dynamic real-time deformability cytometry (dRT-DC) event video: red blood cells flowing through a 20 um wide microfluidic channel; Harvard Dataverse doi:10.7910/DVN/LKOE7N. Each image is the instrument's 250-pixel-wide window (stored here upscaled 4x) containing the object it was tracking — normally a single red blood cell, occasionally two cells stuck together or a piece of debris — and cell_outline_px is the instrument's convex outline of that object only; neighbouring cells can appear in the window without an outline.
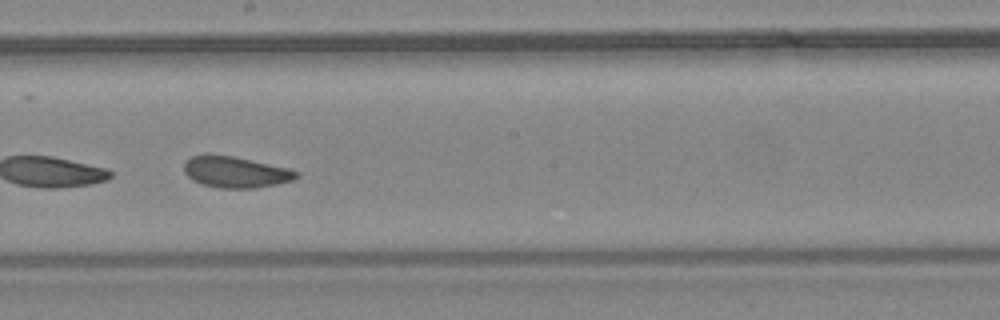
{"species": "common noctule bat (a hibernating species)", "species_latin": "Nyctalus noctula", "temperature_condition": "warm", "stored_images_in_passage": 45, "camera_frame_rate_fps": 3000, "um_per_image_px": 0.085, "animal": {"sex": "female", "body_mass_g": 24.6, "forearm_length_mm": 56.2}, "frame": {"image": 1, "passage_image": 26, "time_ms": 8.333, "image_size_px": [1000, 320], "cell_outline_px": [[300, 176], [292, 180], [276, 184], [256, 188], [220, 188], [204, 184], [192, 180], [184, 172], [184, 160], [192, 156], [204, 152], [208, 152], [232, 156], [288, 168], [300, 172]], "centroid_in_image_um": [19.98, 14.6], "position_along_channel_um": 228.2, "area_um2": 20.69}}
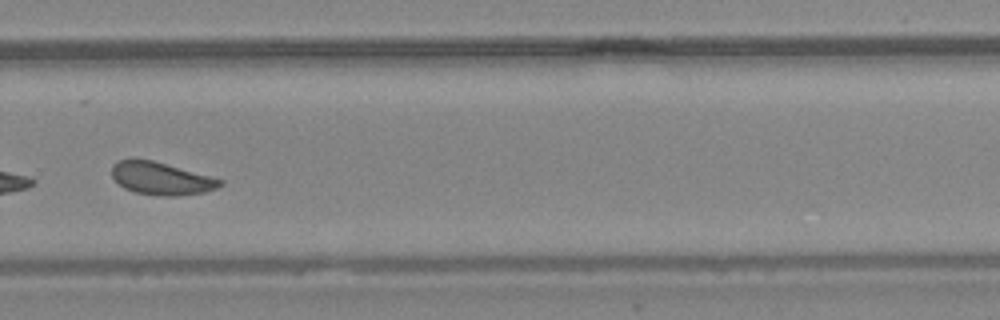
{"frame": {"image": 2, "passage_image": 32, "time_ms": 10.333, "image_size_px": [1000, 320], "cell_outline_px": [[224, 184], [216, 188], [204, 192], [176, 196], [156, 196], [136, 192], [124, 188], [112, 176], [112, 164], [120, 160], [152, 160], [224, 180]], "centroid_in_image_um": [13.72, 15.19], "position_along_channel_um": 316.1, "area_um2": 20.29}, "authors_computed_cell_mechanics": {"area_um2": 21.9062, "velocity_mm_per_s": 4.4243, "shape_relaxation_time_tau1_ms": 9.4268, "shape_relaxation_time_tau2_ms": 1.435, "deformation_change_tau1": 0.1316, "deformation_change_tau2": 0.0724}}